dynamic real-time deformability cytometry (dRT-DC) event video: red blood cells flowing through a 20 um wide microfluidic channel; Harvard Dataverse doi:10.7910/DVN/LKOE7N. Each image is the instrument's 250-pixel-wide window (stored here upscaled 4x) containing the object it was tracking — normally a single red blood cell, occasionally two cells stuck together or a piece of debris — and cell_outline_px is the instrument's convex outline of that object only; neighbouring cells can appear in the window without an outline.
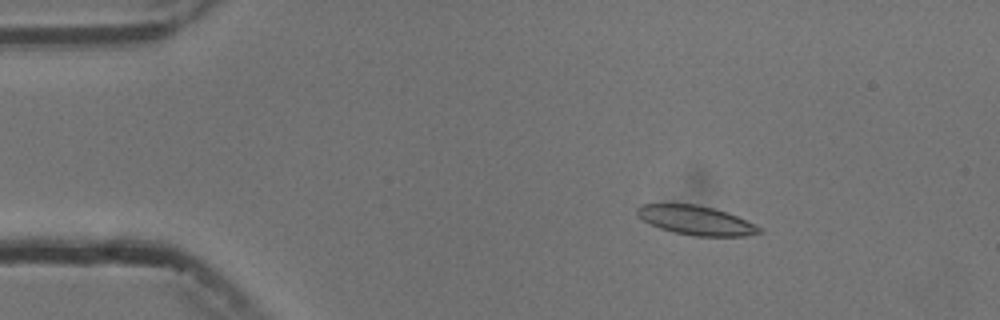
{"species": "common noctule bat (a hibernating species)", "species_latin": "Nyctalus noctula", "temperature_condition": "cold", "stored_images_in_passage": 4, "camera_frame_rate_fps": 3000, "um_per_image_px": 0.085, "animal": {"sex": "male", "body_mass_g": 13.3}, "frame": {"image": 1, "passage_image": 3, "time_ms": 2.0, "image_size_px": [1000, 320], "cell_outline_px": [[764, 232], [744, 236], [692, 236], [672, 232], [660, 228], [644, 220], [636, 212], [636, 208], [640, 204], [696, 204], [712, 208], [736, 216], [760, 228]], "centroid_in_image_um": [59.13, 18.73], "position_along_channel_um": 25.9, "area_um2": 20.4}}